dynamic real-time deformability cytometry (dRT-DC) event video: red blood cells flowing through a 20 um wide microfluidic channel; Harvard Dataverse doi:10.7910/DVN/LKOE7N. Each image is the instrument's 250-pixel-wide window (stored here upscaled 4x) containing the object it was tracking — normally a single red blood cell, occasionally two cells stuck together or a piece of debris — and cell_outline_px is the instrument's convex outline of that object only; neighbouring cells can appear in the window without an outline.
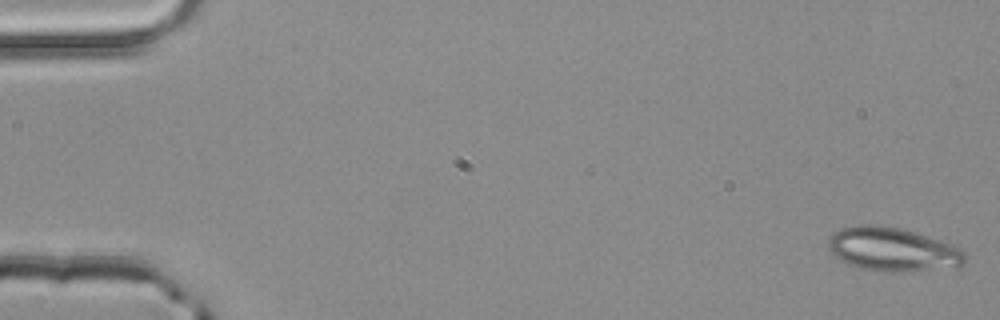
{"species": "common noctule bat (a hibernating species)", "species_latin": "Nyctalus noctula", "temperature_condition": "room temperature", "stored_images_in_passage": 51, "camera_frame_rate_fps": 3000, "um_per_image_px": 0.085, "animal": {"sex": "male", "body_mass_g": 20.4}, "frame": {"image": 1, "passage_image": 1, "time_ms": 0.0, "image_size_px": [1000, 320], "cell_outline_px": [[964, 264], [908, 272], [884, 272], [864, 268], [840, 260], [832, 256], [828, 248], [828, 240], [840, 228], [860, 224], [872, 224], [900, 228], [940, 240], [960, 248], [964, 252]], "centroid_in_image_um": [75.82, 21.19], "position_along_channel_um": 9.2, "area_um2": 34.39}}
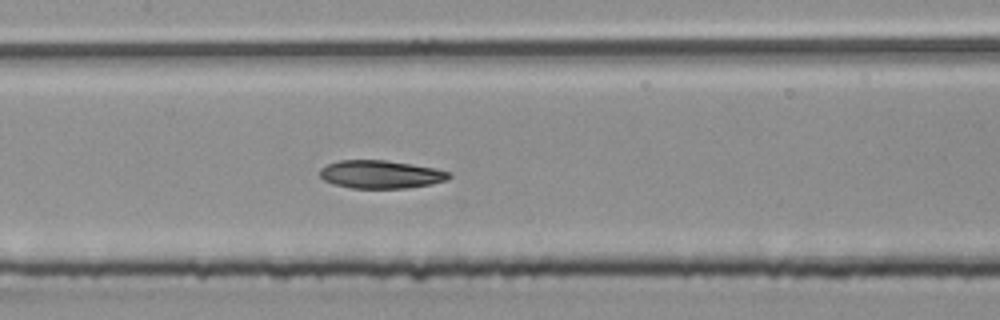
{"frame": {"image": 2, "passage_image": 25, "time_ms": 8.0, "image_size_px": [1000, 320], "cell_outline_px": [[452, 176], [448, 180], [432, 184], [408, 188], [352, 188], [332, 184], [324, 180], [320, 176], [320, 168], [328, 164], [340, 160], [388, 160], [412, 164], [452, 172]], "centroid_in_image_um": [32.38, 14.82], "position_along_channel_um": 175.0, "area_um2": 21.27}}
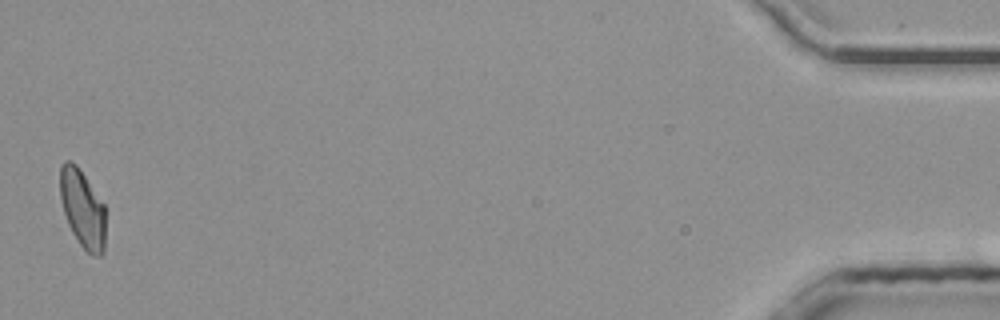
{"frame": {"image": 3, "passage_image": 51, "time_ms": 16.667, "image_size_px": [1000, 320], "cell_outline_px": [[104, 252], [100, 256], [92, 256], [80, 244], [72, 232], [68, 224], [64, 212], [60, 196], [60, 164], [64, 160], [72, 160], [76, 164], [104, 204]], "centroid_in_image_um": [7.0, 17.72], "position_along_channel_um": 428.2, "area_um2": 20.52}, "authors_computed_cell_mechanics": {"area_um2": 21.675, "velocity_mm_per_s": 4.0586, "shape_relaxation_time_tau1_ms": 5.4595, "shape_relaxation_time_tau2_ms": 3.1929, "deformation_change_tau1": 0.1465, "deformation_change_tau2": 0.0989}}